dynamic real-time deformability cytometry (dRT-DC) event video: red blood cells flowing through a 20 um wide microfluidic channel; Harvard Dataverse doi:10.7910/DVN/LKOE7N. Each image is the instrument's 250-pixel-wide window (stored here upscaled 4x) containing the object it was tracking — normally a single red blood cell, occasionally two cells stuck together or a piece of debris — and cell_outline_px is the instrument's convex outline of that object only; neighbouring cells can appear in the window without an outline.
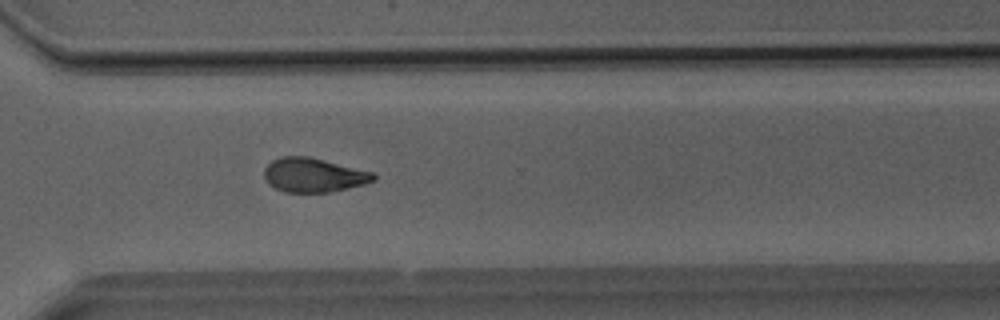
{"species": "Egyptian fruit bat (a non-hibernating species)", "species_latin": "Rousettus aegyptiacus", "temperature_condition": "room temperature", "stored_images_in_passage": 38, "camera_frame_rate_fps": 3000, "um_per_image_px": 0.085, "animal": {"sex": "male"}, "frame": {"image": 1, "passage_image": 28, "time_ms": 9.0, "image_size_px": [1000, 320], "cell_outline_px": [[376, 180], [364, 184], [348, 188], [328, 192], [284, 192], [268, 184], [264, 176], [264, 168], [272, 160], [280, 156], [308, 156], [376, 172]], "centroid_in_image_um": [26.67, 14.87], "position_along_channel_um": 343.9, "area_um2": 21.96}}
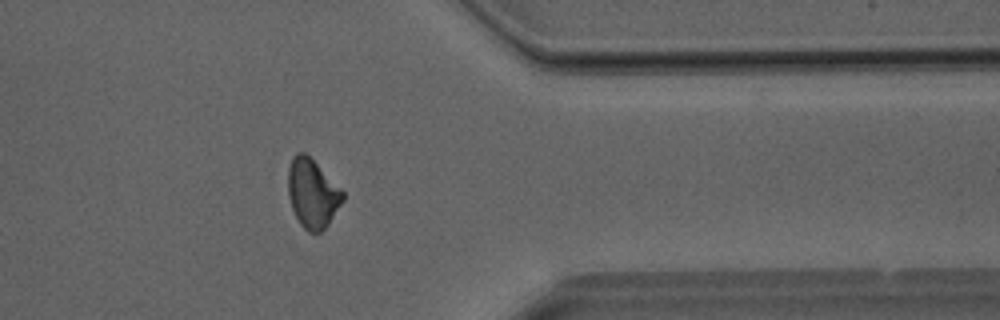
{"frame": {"image": 2, "passage_image": 31, "time_ms": 10.0, "image_size_px": [1000, 320], "cell_outline_px": [[344, 200], [328, 224], [320, 232], [308, 232], [300, 224], [292, 208], [288, 196], [288, 168], [292, 156], [296, 152], [304, 152], [344, 192]], "centroid_in_image_um": [26.53, 16.45], "position_along_channel_um": 384.9, "area_um2": 21.68}}
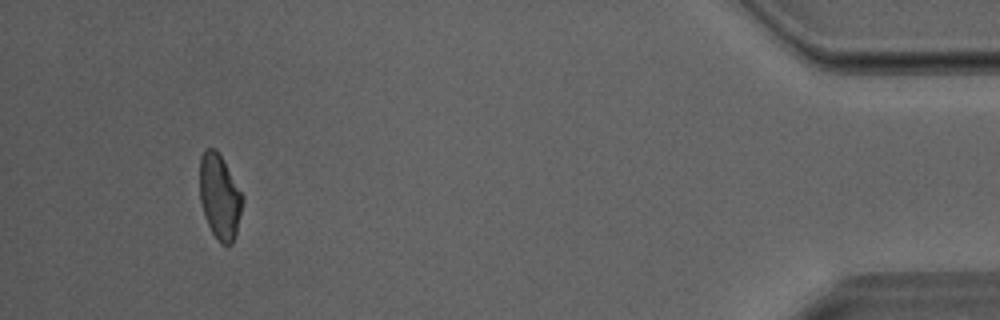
{"frame": {"image": 3, "passage_image": 36, "time_ms": 11.667, "image_size_px": [1000, 320], "cell_outline_px": [[244, 200], [236, 232], [232, 244], [220, 244], [212, 232], [208, 224], [200, 200], [200, 156], [208, 148], [216, 148], [244, 196]], "centroid_in_image_um": [18.68, 16.72], "position_along_channel_um": 416.5, "area_um2": 20.98}}